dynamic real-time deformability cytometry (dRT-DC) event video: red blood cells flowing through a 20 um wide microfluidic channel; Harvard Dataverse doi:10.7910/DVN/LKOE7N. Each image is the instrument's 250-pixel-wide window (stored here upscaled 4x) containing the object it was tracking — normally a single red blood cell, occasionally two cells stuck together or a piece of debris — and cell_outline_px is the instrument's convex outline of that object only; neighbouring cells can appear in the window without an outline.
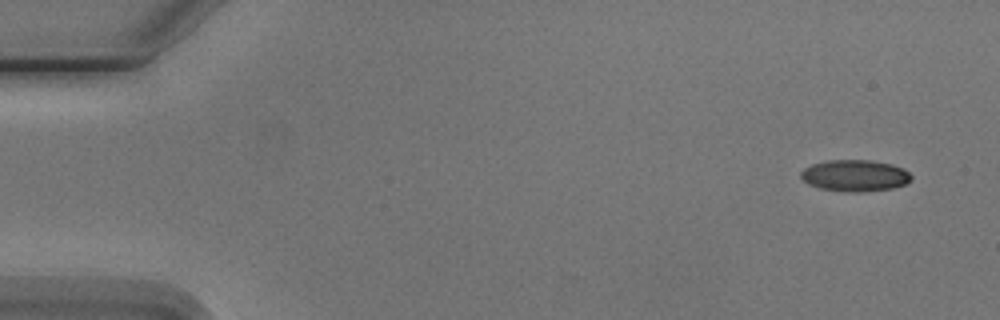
{"species": "Egyptian fruit bat (a non-hibernating species)", "species_latin": "Rousettus aegyptiacus", "temperature_condition": "cold", "stored_images_in_passage": 6, "camera_frame_rate_fps": 3000, "um_per_image_px": 0.085, "animal": {"sex": "male"}, "frame": {"image": 1, "passage_image": 1, "time_ms": 0.0, "image_size_px": [1000, 320], "cell_outline_px": [[912, 176], [904, 184], [892, 188], [856, 192], [820, 188], [808, 184], [800, 176], [800, 172], [804, 168], [812, 164], [828, 160], [872, 160], [892, 164], [904, 168]], "centroid_in_image_um": [72.65, 14.9], "position_along_channel_um": 12.3, "area_um2": 20.06}}
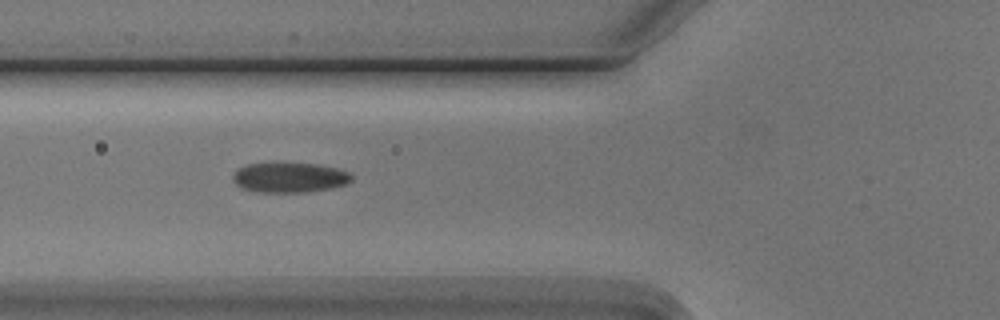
{"frame": {"image": 2, "passage_image": 5, "time_ms": 5.667, "image_size_px": [1000, 320], "cell_outline_px": [[352, 180], [348, 184], [332, 188], [304, 192], [252, 192], [240, 188], [232, 180], [232, 176], [240, 168], [248, 164], [320, 164], [336, 168], [348, 172], [352, 176]], "centroid_in_image_um": [24.62, 15.11], "position_along_channel_um": 101.2, "area_um2": 20.63}}
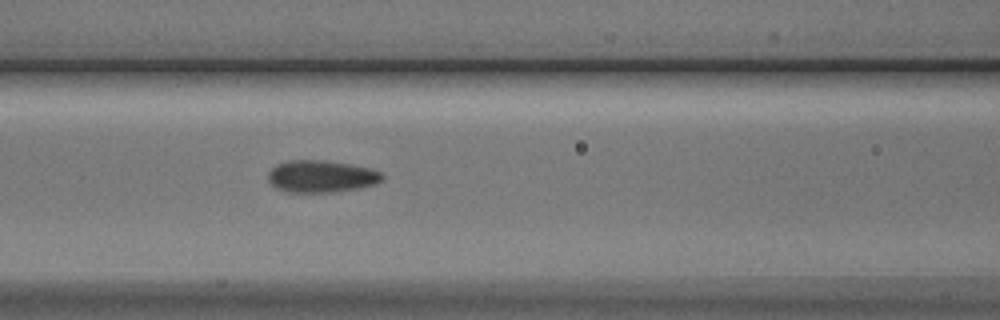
{"frame": {"image": 3, "passage_image": 6, "time_ms": 6.667, "image_size_px": [1000, 320], "cell_outline_px": [[384, 176], [376, 184], [360, 188], [332, 192], [288, 192], [276, 188], [268, 180], [268, 172], [276, 164], [288, 160], [324, 160], [352, 164], [372, 168], [380, 172]], "centroid_in_image_um": [27.31, 14.98], "position_along_channel_um": 139.3, "area_um2": 21.5}}